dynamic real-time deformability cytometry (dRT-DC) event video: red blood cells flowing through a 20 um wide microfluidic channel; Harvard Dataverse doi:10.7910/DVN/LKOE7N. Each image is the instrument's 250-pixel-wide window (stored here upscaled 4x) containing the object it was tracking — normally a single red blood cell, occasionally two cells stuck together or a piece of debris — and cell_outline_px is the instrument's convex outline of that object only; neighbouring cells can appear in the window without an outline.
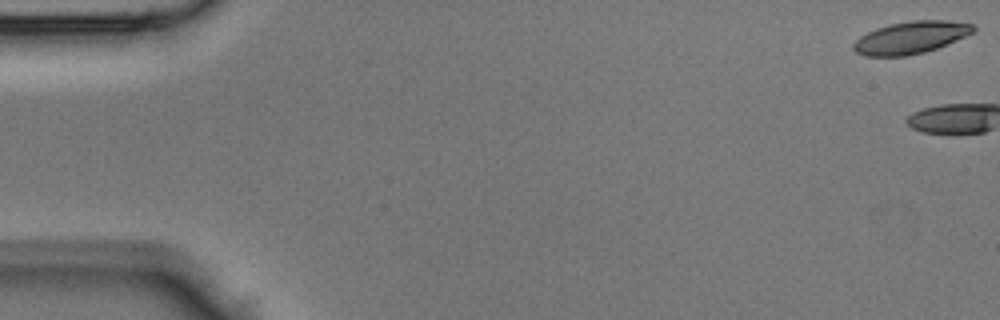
{"species": "Egyptian fruit bat (a non-hibernating species)", "species_latin": "Rousettus aegyptiacus", "temperature_condition": "room temperature", "stored_images_in_passage": 2, "camera_frame_rate_fps": 3000, "um_per_image_px": 0.085, "animal": {"sex": "male"}, "frame": {"image": 1, "passage_image": 1, "time_ms": 0.0, "image_size_px": [1000, 320], "cell_outline_px": [[976, 28], [972, 32], [956, 40], [936, 48], [924, 52], [908, 56], [864, 56], [856, 52], [852, 48], [852, 44], [860, 36], [876, 28], [892, 24], [912, 20], [948, 20], [972, 24]], "centroid_in_image_um": [77.38, 3.19], "position_along_channel_um": 7.6, "area_um2": 22.37}}